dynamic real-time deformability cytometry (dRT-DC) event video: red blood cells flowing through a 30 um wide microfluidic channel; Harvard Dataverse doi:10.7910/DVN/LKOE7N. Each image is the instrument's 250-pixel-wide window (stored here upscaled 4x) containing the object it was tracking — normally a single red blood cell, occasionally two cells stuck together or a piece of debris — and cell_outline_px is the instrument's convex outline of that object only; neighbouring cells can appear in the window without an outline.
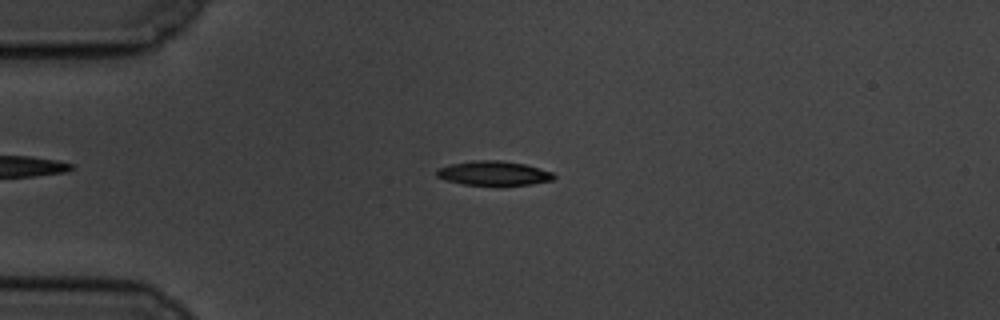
{"species": "common noctule bat (a hibernating species)", "species_latin": "Nyctalus noctula", "temperature_condition": "cold", "stored_images_in_passage": 57, "camera_frame_rate_fps": 3000, "um_per_image_px": 0.085, "animal": {"sex": "male", "body_mass_g": 19.5, "forearm_length_mm": 54.6}, "frame": {"image": 1, "passage_image": 13, "time_ms": 4.0, "image_size_px": [1000, 320], "cell_outline_px": [[556, 176], [552, 180], [532, 184], [500, 188], [464, 184], [444, 180], [436, 176], [436, 168], [452, 164], [472, 160], [500, 160], [524, 164], [552, 172]], "centroid_in_image_um": [41.95, 14.77], "position_along_channel_um": 43.1, "area_um2": 17.34}}
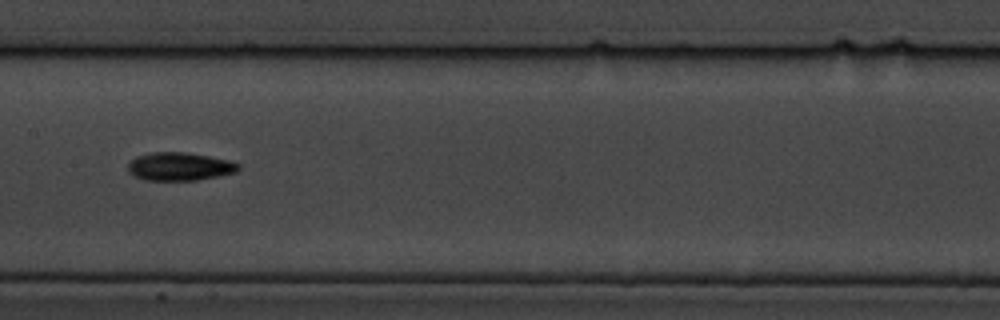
{"frame": {"image": 2, "passage_image": 28, "time_ms": 9.0, "image_size_px": [1000, 320], "cell_outline_px": [[240, 168], [236, 172], [220, 176], [196, 180], [144, 180], [128, 172], [128, 164], [136, 156], [152, 152], [184, 152], [208, 156], [228, 160], [240, 164]], "centroid_in_image_um": [15.27, 14.15], "position_along_channel_um": 192.1, "area_um2": 18.09}}
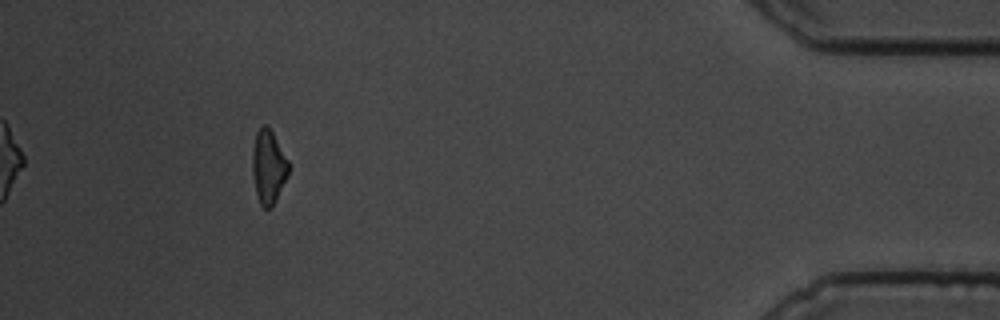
{"frame": {"image": 3, "passage_image": 52, "time_ms": 17.0, "image_size_px": [1000, 320], "cell_outline_px": [[288, 172], [276, 200], [272, 208], [264, 208], [260, 204], [256, 192], [252, 172], [252, 148], [256, 132], [264, 124], [268, 124], [288, 160]], "centroid_in_image_um": [22.79, 14.15], "position_along_channel_um": 412.4, "area_um2": 15.43}, "authors_computed_cell_mechanics": {"area_um2": 16.5886, "velocity_mm_per_s": 3.4594, "shape_relaxation_time_tau1_ms": 4.7767, "shape_relaxation_time_tau2_ms": 6.6458, "deformation_change_tau1": 0.162, "deformation_change_tau2": 0.1401}}